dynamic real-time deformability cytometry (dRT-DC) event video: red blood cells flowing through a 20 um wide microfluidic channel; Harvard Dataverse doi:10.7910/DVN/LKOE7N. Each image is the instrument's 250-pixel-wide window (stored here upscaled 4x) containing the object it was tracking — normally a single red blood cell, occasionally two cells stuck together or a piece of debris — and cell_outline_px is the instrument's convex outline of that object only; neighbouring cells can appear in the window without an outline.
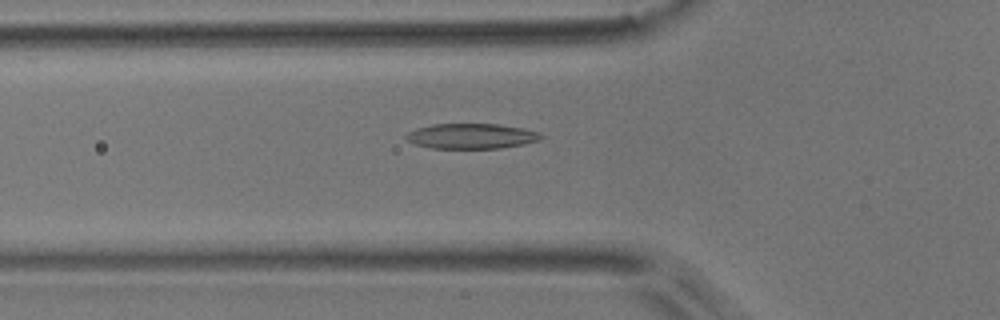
{"species": "common noctule bat (a hibernating species)", "species_latin": "Nyctalus noctula", "temperature_condition": "room temperature", "stored_images_in_passage": 54, "camera_frame_rate_fps": 3000, "um_per_image_px": 0.085, "animal": {"sex": "male", "body_mass_g": 17.9}, "frame": {"image": 1, "passage_image": 18, "time_ms": 5.667, "image_size_px": [1000, 320], "cell_outline_px": [[544, 136], [540, 140], [524, 144], [500, 148], [432, 148], [416, 144], [408, 140], [404, 136], [408, 132], [416, 128], [432, 124], [496, 124], [524, 128], [540, 132]], "centroid_in_image_um": [40.1, 11.56], "position_along_channel_um": 85.7, "area_um2": 19.83}}
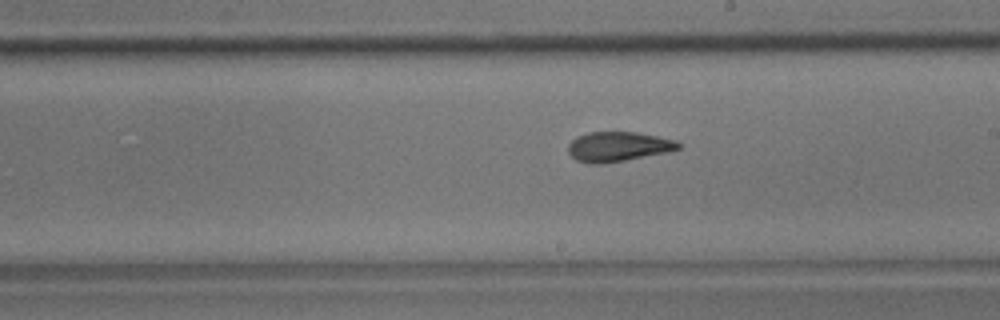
{"frame": {"image": 2, "passage_image": 30, "time_ms": 9.667, "image_size_px": [1000, 320], "cell_outline_px": [[680, 148], [668, 152], [624, 160], [600, 164], [588, 164], [576, 160], [568, 152], [568, 144], [576, 136], [588, 132], [636, 132], [676, 140], [680, 144]], "centroid_in_image_um": [52.51, 12.46], "position_along_channel_um": 236.5, "area_um2": 19.07}}
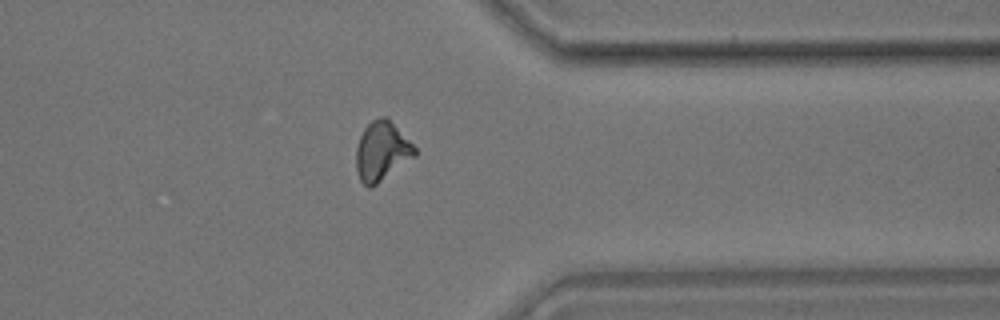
{"frame": {"image": 3, "passage_image": 42, "time_ms": 13.667, "image_size_px": [1000, 320], "cell_outline_px": [[416, 156], [372, 188], [368, 188], [360, 180], [356, 168], [356, 148], [360, 136], [364, 128], [372, 120], [380, 116], [388, 116], [416, 148]], "centroid_in_image_um": [32.45, 12.85], "position_along_channel_um": 378.9, "area_um2": 20.46}, "authors_computed_cell_mechanics": {"area_um2": 19.3919, "velocity_mm_per_s": 3.746, "shape_relaxation_time_tau1_ms": 7.099, "shape_relaxation_time_tau2_ms": 2.3762, "deformation_change_tau1": 0.2131, "deformation_change_tau2": 0.1048}}